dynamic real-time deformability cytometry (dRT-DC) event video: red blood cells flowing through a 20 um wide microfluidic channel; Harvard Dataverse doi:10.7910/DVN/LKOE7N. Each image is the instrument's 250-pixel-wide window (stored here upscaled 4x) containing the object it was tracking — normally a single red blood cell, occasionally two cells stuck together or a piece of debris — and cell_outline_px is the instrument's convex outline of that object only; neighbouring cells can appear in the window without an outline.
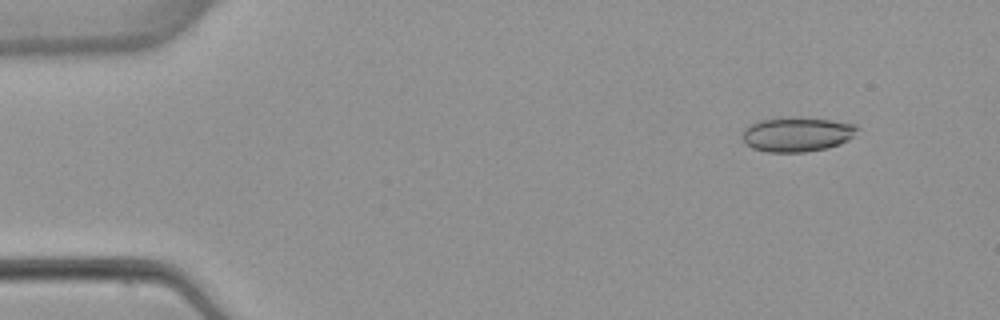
{"species": "common noctule bat (a hibernating species)", "species_latin": "Nyctalus noctula", "temperature_condition": "warm", "stored_images_in_passage": 6, "camera_frame_rate_fps": 3000, "um_per_image_px": 0.085, "animal": {"sex": "female", "body_mass_g": 22.7, "forearm_length_mm": 54.2}, "frame": {"image": 1, "passage_image": 2, "time_ms": 1.333, "image_size_px": [1000, 320], "cell_outline_px": [[860, 128], [848, 140], [840, 144], [828, 148], [804, 152], [768, 152], [752, 148], [744, 144], [744, 128], [760, 120], [832, 120], [856, 124]], "centroid_in_image_um": [67.78, 11.47], "position_along_channel_um": 17.2, "area_um2": 22.25}}
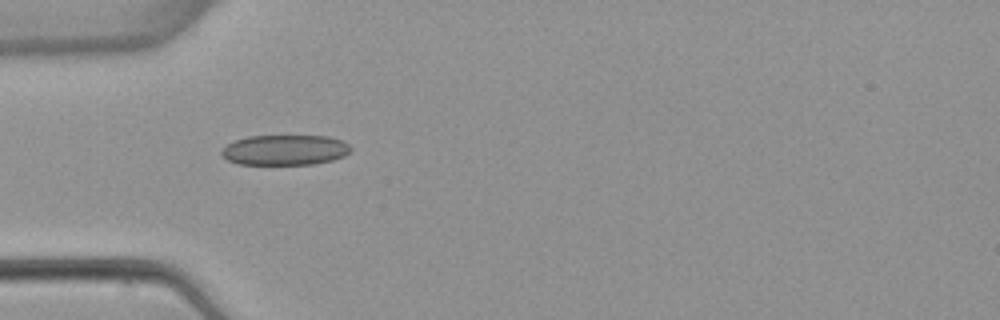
{"frame": {"image": 2, "passage_image": 5, "time_ms": 5.0, "image_size_px": [1000, 320], "cell_outline_px": [[352, 152], [344, 156], [332, 160], [312, 164], [240, 164], [228, 160], [220, 152], [228, 144], [236, 140], [248, 136], [328, 136], [344, 140], [352, 148]], "centroid_in_image_um": [24.28, 12.74], "position_along_channel_um": 60.7, "area_um2": 22.77}}
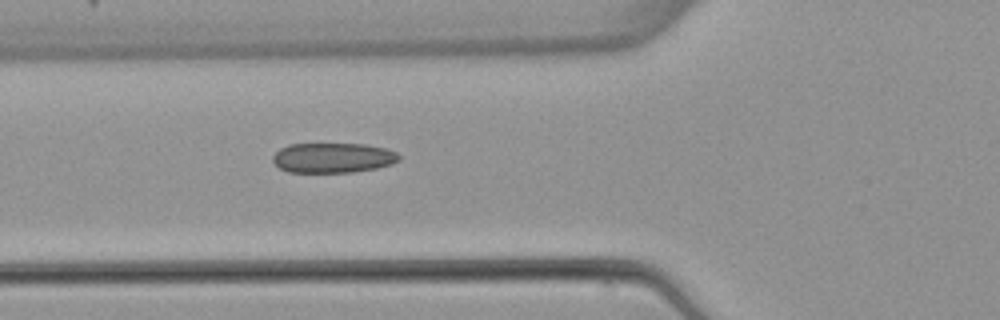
{"frame": {"image": 3, "passage_image": 6, "time_ms": 6.0, "image_size_px": [1000, 320], "cell_outline_px": [[400, 160], [392, 164], [376, 168], [352, 172], [288, 172], [280, 168], [272, 160], [272, 156], [280, 148], [288, 144], [364, 144], [384, 148], [396, 152], [400, 156]], "centroid_in_image_um": [28.29, 13.41], "position_along_channel_um": 97.5, "area_um2": 22.02}}